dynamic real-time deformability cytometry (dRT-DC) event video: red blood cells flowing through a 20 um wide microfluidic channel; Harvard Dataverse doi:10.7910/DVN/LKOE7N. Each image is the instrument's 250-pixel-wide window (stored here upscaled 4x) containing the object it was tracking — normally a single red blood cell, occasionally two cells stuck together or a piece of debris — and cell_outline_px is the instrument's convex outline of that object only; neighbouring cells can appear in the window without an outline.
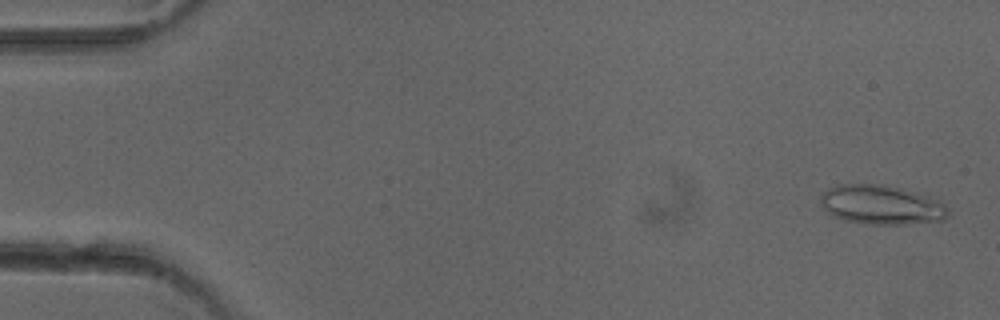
{"species": "common noctule bat (a hibernating species)", "species_latin": "Nyctalus noctula", "temperature_condition": "cold", "stored_images_in_passage": 51, "camera_frame_rate_fps": 3000, "um_per_image_px": 0.085, "animal": {"sex": "female"}, "frame": {"image": 1, "passage_image": 2, "time_ms": 0.333, "image_size_px": [1000, 320], "cell_outline_px": [[948, 216], [944, 220], [904, 224], [864, 224], [844, 220], [832, 216], [820, 204], [820, 196], [828, 188], [836, 184], [880, 184], [904, 188], [936, 200], [944, 204], [948, 208]], "centroid_in_image_um": [74.88, 17.41], "position_along_channel_um": 10.1, "area_um2": 29.3}}
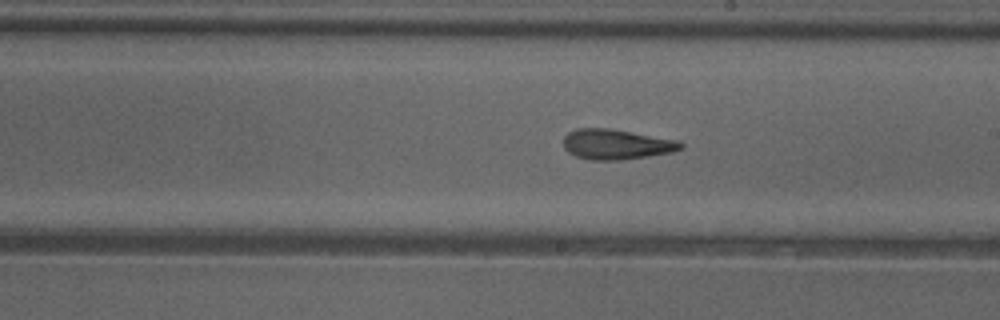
{"frame": {"image": 2, "passage_image": 29, "time_ms": 9.333, "image_size_px": [1000, 320], "cell_outline_px": [[684, 148], [672, 152], [648, 156], [620, 160], [592, 160], [576, 156], [568, 152], [564, 148], [564, 136], [568, 132], [576, 128], [608, 128], [680, 140], [684, 144]], "centroid_in_image_um": [52.41, 12.26], "position_along_channel_um": 236.6, "area_um2": 20.75}}
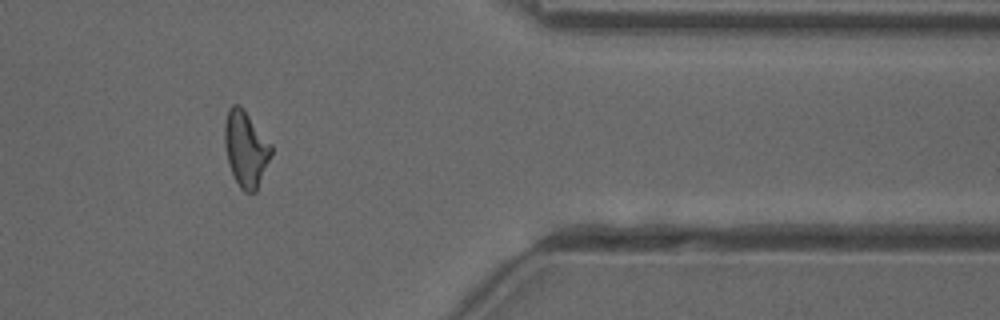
{"frame": {"image": 3, "passage_image": 42, "time_ms": 13.667, "image_size_px": [1000, 320], "cell_outline_px": [[272, 152], [256, 192], [244, 192], [240, 188], [228, 164], [224, 144], [224, 120], [228, 108], [232, 104], [240, 104], [244, 108], [272, 144]], "centroid_in_image_um": [20.87, 12.6], "position_along_channel_um": 390.5, "area_um2": 20.81}, "authors_computed_cell_mechanics": {"area_um2": 20.8658, "velocity_mm_per_s": 4.0517, "shape_relaxation_time_tau1_ms": 9.6235, "shape_relaxation_time_tau2_ms": 3.2293, "deformation_change_tau1": 0.2733, "deformation_change_tau2": 0.1396}}